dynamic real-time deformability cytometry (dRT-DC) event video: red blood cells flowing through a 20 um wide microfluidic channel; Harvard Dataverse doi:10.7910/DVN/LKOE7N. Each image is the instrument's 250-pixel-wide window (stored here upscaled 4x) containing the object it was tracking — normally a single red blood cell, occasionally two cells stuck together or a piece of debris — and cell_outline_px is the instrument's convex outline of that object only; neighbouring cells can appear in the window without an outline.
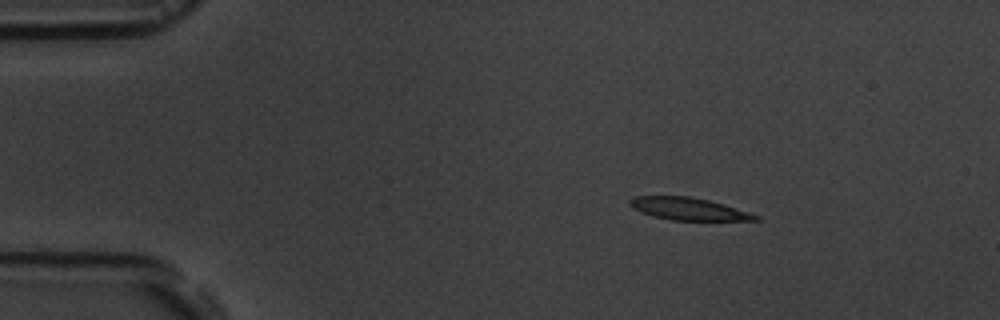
{"species": "common noctule bat (a hibernating species)", "species_latin": "Nyctalus noctula", "temperature_condition": "room temperature", "stored_images_in_passage": 3, "camera_frame_rate_fps": 3000, "um_per_image_px": 0.085, "animal": {"sex": "male", "body_mass_g": 19.5, "forearm_length_mm": 54.6}, "frame": {"image": 1, "passage_image": 1, "time_ms": 0.0, "image_size_px": [1000, 320], "cell_outline_px": [[760, 220], [672, 220], [652, 216], [640, 212], [632, 208], [628, 204], [628, 200], [636, 196], [688, 196], [708, 200], [724, 204], [760, 216]], "centroid_in_image_um": [58.47, 17.75], "position_along_channel_um": 26.5, "area_um2": 16.36}}